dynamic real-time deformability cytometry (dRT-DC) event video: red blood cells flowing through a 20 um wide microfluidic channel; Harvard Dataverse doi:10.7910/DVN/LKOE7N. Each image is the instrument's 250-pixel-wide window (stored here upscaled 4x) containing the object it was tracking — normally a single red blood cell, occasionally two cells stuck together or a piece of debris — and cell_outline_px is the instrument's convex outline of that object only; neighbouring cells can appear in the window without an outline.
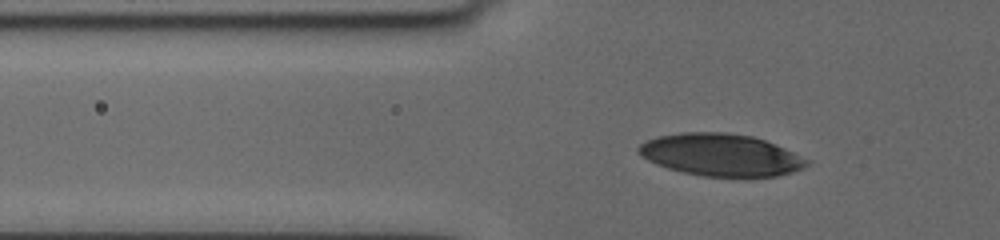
{"species": "human", "species_latin": "Homo sapiens", "temperature_condition": "cold", "stored_images_in_passage": 49, "camera_frame_rate_fps": 3000, "um_per_image_px": 0.085, "donor": {"sex": "female"}, "frame": {"image": 1, "passage_image": 2, "time_ms": 0.333, "image_size_px": [1000, 240], "cell_outline_px": [[812, 160], [808, 164], [800, 168], [776, 176], [704, 176], [684, 172], [668, 168], [656, 164], [640, 156], [636, 152], [636, 148], [640, 144], [656, 136], [680, 132], [724, 132], [752, 136], [764, 140], [784, 148]], "centroid_in_image_um": [61.22, 13.15], "position_along_channel_um": 64.6, "area_um2": 41.15}}
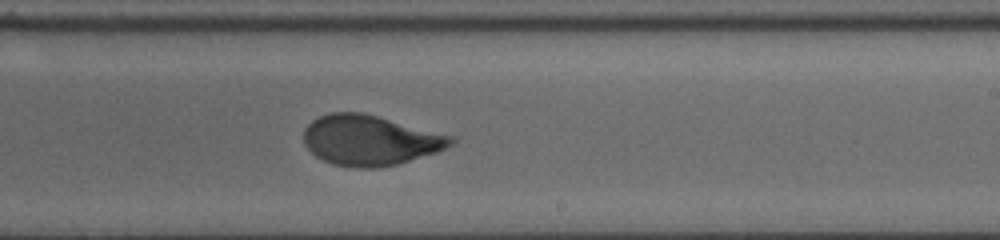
{"frame": {"image": 2, "passage_image": 26, "time_ms": 6.0, "image_size_px": [1000, 240], "cell_outline_px": [[456, 140], [448, 148], [400, 164], [376, 168], [356, 168], [332, 164], [316, 156], [304, 144], [304, 128], [312, 120], [320, 116], [332, 112], [364, 112], [452, 136]], "centroid_in_image_um": [31.45, 11.93], "position_along_channel_um": 257.5, "area_um2": 43.18}}
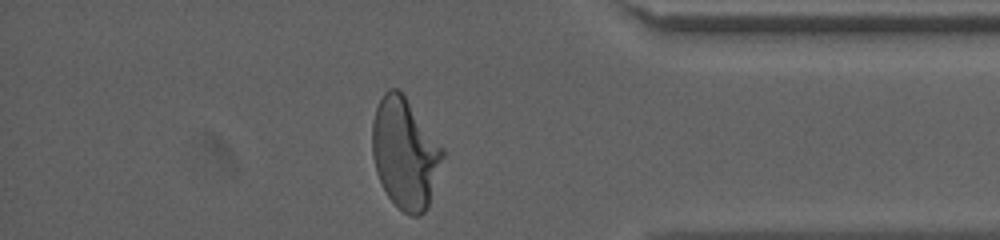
{"frame": {"image": 3, "passage_image": 47, "time_ms": 10.333, "image_size_px": [1000, 240], "cell_outline_px": [[444, 156], [428, 208], [420, 216], [408, 216], [388, 196], [376, 172], [372, 156], [372, 120], [376, 108], [384, 92], [388, 88], [396, 88], [404, 96], [444, 148]], "centroid_in_image_um": [34.42, 13.05], "position_along_channel_um": 400.8, "area_um2": 45.14}, "authors_computed_cell_mechanics": {"area_um2": 43.35, "velocity_mm_per_s": 3.6468, "shape_relaxation_time_tau1_ms": 4.7079, "shape_relaxation_time_tau2_ms": 0.7368, "deformation_change_tau1": 0.1822, "deformation_change_tau2": 0.0554}}